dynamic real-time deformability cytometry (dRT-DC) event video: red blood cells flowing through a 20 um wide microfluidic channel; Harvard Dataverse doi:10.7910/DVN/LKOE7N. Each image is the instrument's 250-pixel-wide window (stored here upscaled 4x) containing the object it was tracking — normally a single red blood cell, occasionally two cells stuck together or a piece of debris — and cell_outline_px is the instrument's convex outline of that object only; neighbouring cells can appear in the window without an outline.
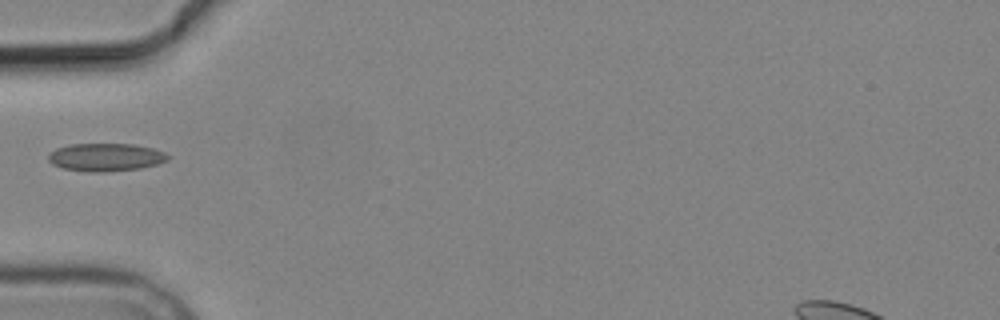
{"species": "common noctule bat (a hibernating species)", "species_latin": "Nyctalus noctula", "temperature_condition": "cold", "stored_images_in_passage": 1, "camera_frame_rate_fps": 3000, "um_per_image_px": 0.085, "animal": {"sex": "male", "body_mass_g": 19.2, "forearm_length_mm": 51.8}, "frame": {"image": 1, "passage_image": 1, "time_ms": 0.0, "image_size_px": [1000, 320], "cell_outline_px": [[172, 156], [168, 160], [156, 164], [140, 168], [104, 172], [88, 172], [64, 168], [52, 164], [48, 160], [48, 152], [56, 148], [72, 144], [132, 144], [152, 148], [164, 152]], "centroid_in_image_um": [8.98, 13.36], "position_along_channel_um": 76.0, "area_um2": 19.48}}